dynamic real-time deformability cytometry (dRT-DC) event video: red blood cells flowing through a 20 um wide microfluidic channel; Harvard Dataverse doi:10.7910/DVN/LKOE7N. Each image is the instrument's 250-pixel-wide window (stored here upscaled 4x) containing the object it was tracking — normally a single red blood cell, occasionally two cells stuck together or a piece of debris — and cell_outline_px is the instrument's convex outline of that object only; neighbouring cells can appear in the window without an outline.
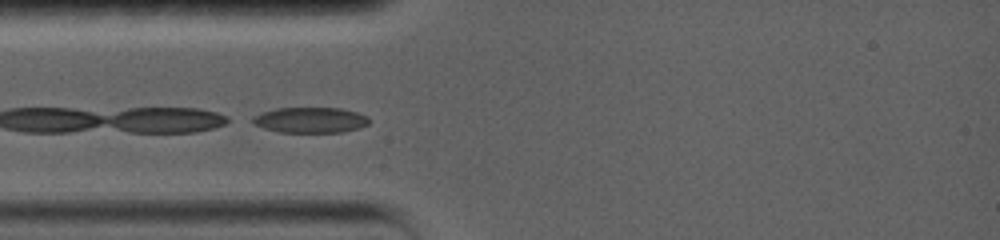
{"species": "common noctule bat (a hibernating species)", "species_latin": "Nyctalus noctula", "temperature_condition": "warm", "stored_images_in_passage": 17, "camera_frame_rate_fps": 5000, "um_per_image_px": 0.085, "animal": {"sex": "female", "body_mass_g": 19.0, "forearm_length_mm": 56.7}, "frame": {"image": 1, "passage_image": 1, "time_ms": 0.0, "image_size_px": [1000, 240], "cell_outline_px": [[368, 124], [360, 128], [344, 132], [280, 132], [264, 128], [256, 124], [252, 120], [252, 116], [260, 112], [276, 108], [340, 108], [356, 112], [368, 116]], "centroid_in_image_um": [26.38, 10.2], "position_along_channel_um": 58.6, "area_um2": 17.34}}
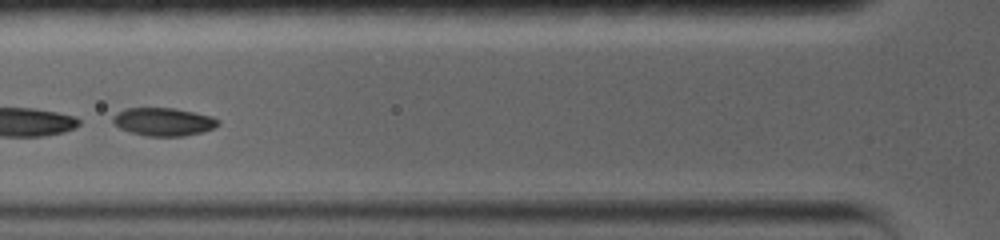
{"frame": {"image": 2, "passage_image": 3, "time_ms": 0.4, "image_size_px": [1000, 240], "cell_outline_px": [[220, 124], [212, 128], [200, 132], [184, 136], [148, 136], [132, 132], [120, 128], [112, 120], [112, 116], [116, 112], [124, 108], [176, 108], [212, 116], [220, 120]], "centroid_in_image_um": [13.89, 10.33], "position_along_channel_um": 111.9, "area_um2": 17.17}}
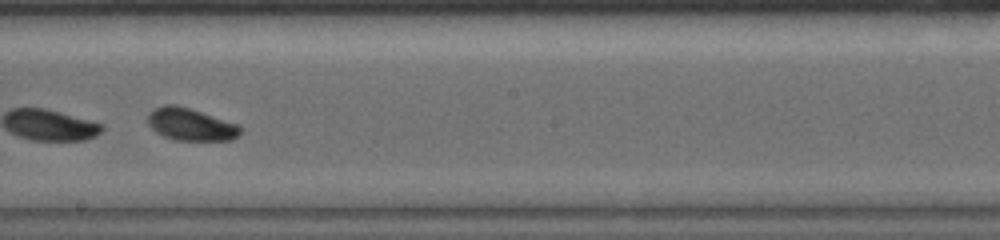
{"frame": {"image": 3, "passage_image": 8, "time_ms": 1.4, "image_size_px": [1000, 240], "cell_outline_px": [[240, 132], [232, 140], [176, 140], [164, 136], [156, 132], [148, 124], [148, 112], [152, 108], [164, 104], [176, 104], [236, 124], [240, 128]], "centroid_in_image_um": [16.13, 10.56], "position_along_channel_um": 232.1, "area_um2": 17.17}}